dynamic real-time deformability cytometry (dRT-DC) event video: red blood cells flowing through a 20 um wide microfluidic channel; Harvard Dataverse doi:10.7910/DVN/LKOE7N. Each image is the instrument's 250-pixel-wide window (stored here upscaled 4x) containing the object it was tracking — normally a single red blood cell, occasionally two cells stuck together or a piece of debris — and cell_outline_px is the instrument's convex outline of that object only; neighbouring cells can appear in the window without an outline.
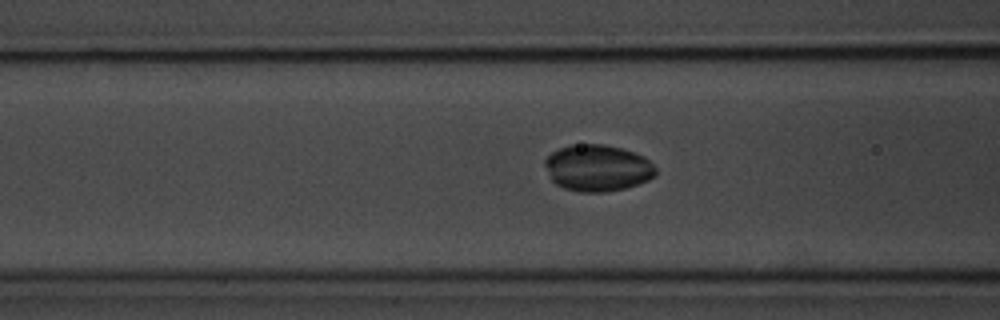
{"species": "common noctule bat (a hibernating species)", "species_latin": "Nyctalus noctula", "temperature_condition": "room temperature", "stored_images_in_passage": 38, "camera_frame_rate_fps": 3000, "um_per_image_px": 0.085, "animal": {"sex": "male", "body_mass_g": 20.1, "forearm_length_mm": 53.5}, "frame": {"image": 1, "passage_image": 7, "time_ms": 2.0, "image_size_px": [1000, 320], "cell_outline_px": [[656, 176], [648, 180], [624, 188], [604, 192], [580, 192], [564, 188], [556, 184], [552, 180], [544, 164], [544, 160], [552, 152], [560, 148], [572, 144], [604, 144], [620, 148], [644, 156], [656, 168]], "centroid_in_image_um": [50.78, 14.27], "position_along_channel_um": 115.8, "area_um2": 29.94}}
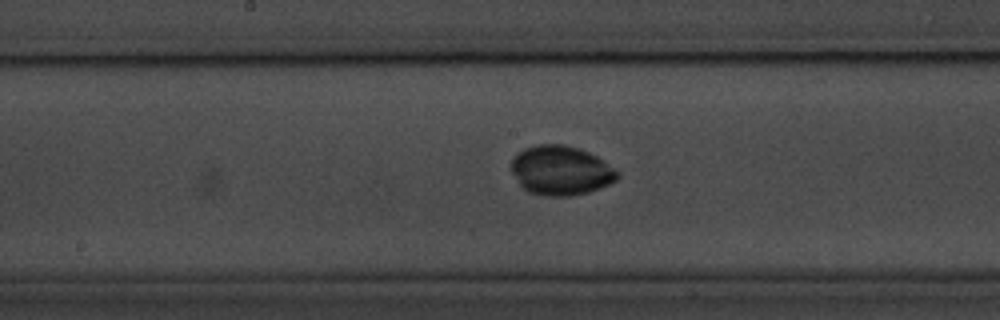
{"frame": {"image": 2, "passage_image": 14, "time_ms": 4.333, "image_size_px": [1000, 320], "cell_outline_px": [[620, 176], [616, 180], [608, 184], [588, 192], [572, 196], [544, 196], [528, 192], [520, 184], [512, 172], [512, 156], [524, 148], [536, 144], [564, 144], [580, 148], [604, 160], [620, 172]], "centroid_in_image_um": [47.68, 14.48], "position_along_channel_um": 200.5, "area_um2": 30.75}}
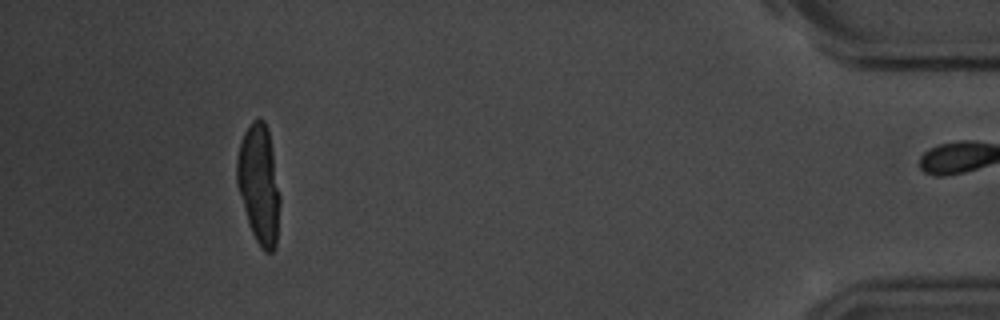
{"frame": {"image": 3, "passage_image": 37, "time_ms": 12.0, "image_size_px": [1000, 320], "cell_outline_px": [[280, 204], [276, 248], [272, 252], [264, 252], [260, 248], [252, 232], [236, 184], [236, 160], [240, 140], [244, 132], [252, 120], [264, 120], [268, 128], [280, 196]], "centroid_in_image_um": [22.01, 15.66], "position_along_channel_um": 413.2, "area_um2": 29.88}, "authors_computed_cell_mechanics": {"area_um2": 29.4491, "velocity_mm_per_s": 3.6158, "shape_relaxation_time_tau1_ms": 11.1499, "shape_relaxation_time_tau2_ms": null, "deformation_change_tau1": 0.1251, "deformation_change_tau2": null}}